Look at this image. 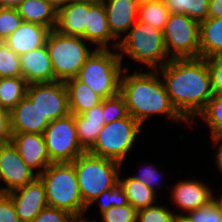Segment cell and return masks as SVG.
I'll return each instance as SVG.
<instances>
[{
  "instance_id": "1",
  "label": "cell",
  "mask_w": 222,
  "mask_h": 222,
  "mask_svg": "<svg viewBox=\"0 0 222 222\" xmlns=\"http://www.w3.org/2000/svg\"><path fill=\"white\" fill-rule=\"evenodd\" d=\"M157 71L175 109L188 123H194L214 95L207 60L170 59Z\"/></svg>"
},
{
  "instance_id": "2",
  "label": "cell",
  "mask_w": 222,
  "mask_h": 222,
  "mask_svg": "<svg viewBox=\"0 0 222 222\" xmlns=\"http://www.w3.org/2000/svg\"><path fill=\"white\" fill-rule=\"evenodd\" d=\"M124 67L120 80V94L124 97L128 114L141 125L153 115L165 114L173 122H188L178 113L166 92L157 70L133 72Z\"/></svg>"
},
{
  "instance_id": "3",
  "label": "cell",
  "mask_w": 222,
  "mask_h": 222,
  "mask_svg": "<svg viewBox=\"0 0 222 222\" xmlns=\"http://www.w3.org/2000/svg\"><path fill=\"white\" fill-rule=\"evenodd\" d=\"M38 177L44 184L48 206L65 210L74 217L87 211L72 162L51 163Z\"/></svg>"
},
{
  "instance_id": "4",
  "label": "cell",
  "mask_w": 222,
  "mask_h": 222,
  "mask_svg": "<svg viewBox=\"0 0 222 222\" xmlns=\"http://www.w3.org/2000/svg\"><path fill=\"white\" fill-rule=\"evenodd\" d=\"M117 50L121 51H118L121 62L127 54L134 61L153 70L163 67L170 60L165 49L163 31L138 20L120 39Z\"/></svg>"
},
{
  "instance_id": "5",
  "label": "cell",
  "mask_w": 222,
  "mask_h": 222,
  "mask_svg": "<svg viewBox=\"0 0 222 222\" xmlns=\"http://www.w3.org/2000/svg\"><path fill=\"white\" fill-rule=\"evenodd\" d=\"M83 203L88 207L100 193L119 182L122 164L84 152L73 162Z\"/></svg>"
},
{
  "instance_id": "6",
  "label": "cell",
  "mask_w": 222,
  "mask_h": 222,
  "mask_svg": "<svg viewBox=\"0 0 222 222\" xmlns=\"http://www.w3.org/2000/svg\"><path fill=\"white\" fill-rule=\"evenodd\" d=\"M111 50L95 48L77 76L103 99L120 93V80L124 70L119 54Z\"/></svg>"
},
{
  "instance_id": "7",
  "label": "cell",
  "mask_w": 222,
  "mask_h": 222,
  "mask_svg": "<svg viewBox=\"0 0 222 222\" xmlns=\"http://www.w3.org/2000/svg\"><path fill=\"white\" fill-rule=\"evenodd\" d=\"M80 36L65 35L51 30L46 47L54 70L55 81L66 82L78 76L81 67L94 50Z\"/></svg>"
},
{
  "instance_id": "8",
  "label": "cell",
  "mask_w": 222,
  "mask_h": 222,
  "mask_svg": "<svg viewBox=\"0 0 222 222\" xmlns=\"http://www.w3.org/2000/svg\"><path fill=\"white\" fill-rule=\"evenodd\" d=\"M141 128L142 125L131 115L114 120L102 127L94 145L87 152L123 165L125 157L134 147Z\"/></svg>"
},
{
  "instance_id": "9",
  "label": "cell",
  "mask_w": 222,
  "mask_h": 222,
  "mask_svg": "<svg viewBox=\"0 0 222 222\" xmlns=\"http://www.w3.org/2000/svg\"><path fill=\"white\" fill-rule=\"evenodd\" d=\"M163 39L169 59L199 57V22L185 14H170Z\"/></svg>"
},
{
  "instance_id": "10",
  "label": "cell",
  "mask_w": 222,
  "mask_h": 222,
  "mask_svg": "<svg viewBox=\"0 0 222 222\" xmlns=\"http://www.w3.org/2000/svg\"><path fill=\"white\" fill-rule=\"evenodd\" d=\"M43 137L52 163L73 162L86 152L77 137L74 114L51 121Z\"/></svg>"
},
{
  "instance_id": "11",
  "label": "cell",
  "mask_w": 222,
  "mask_h": 222,
  "mask_svg": "<svg viewBox=\"0 0 222 222\" xmlns=\"http://www.w3.org/2000/svg\"><path fill=\"white\" fill-rule=\"evenodd\" d=\"M26 96L50 123L70 114L68 91L65 82L29 84Z\"/></svg>"
},
{
  "instance_id": "12",
  "label": "cell",
  "mask_w": 222,
  "mask_h": 222,
  "mask_svg": "<svg viewBox=\"0 0 222 222\" xmlns=\"http://www.w3.org/2000/svg\"><path fill=\"white\" fill-rule=\"evenodd\" d=\"M29 168L11 142L0 144V193H8L32 182L38 175Z\"/></svg>"
},
{
  "instance_id": "13",
  "label": "cell",
  "mask_w": 222,
  "mask_h": 222,
  "mask_svg": "<svg viewBox=\"0 0 222 222\" xmlns=\"http://www.w3.org/2000/svg\"><path fill=\"white\" fill-rule=\"evenodd\" d=\"M14 202L20 222H31L47 204L45 187L37 176L32 182L7 193Z\"/></svg>"
},
{
  "instance_id": "14",
  "label": "cell",
  "mask_w": 222,
  "mask_h": 222,
  "mask_svg": "<svg viewBox=\"0 0 222 222\" xmlns=\"http://www.w3.org/2000/svg\"><path fill=\"white\" fill-rule=\"evenodd\" d=\"M207 183L198 180L178 181L171 188V200L181 210L178 216L208 205L215 199V194ZM183 211V212H182ZM183 213V214H182Z\"/></svg>"
},
{
  "instance_id": "15",
  "label": "cell",
  "mask_w": 222,
  "mask_h": 222,
  "mask_svg": "<svg viewBox=\"0 0 222 222\" xmlns=\"http://www.w3.org/2000/svg\"><path fill=\"white\" fill-rule=\"evenodd\" d=\"M10 142L19 152L25 164L41 174L52 162L47 153L43 134L13 133Z\"/></svg>"
},
{
  "instance_id": "16",
  "label": "cell",
  "mask_w": 222,
  "mask_h": 222,
  "mask_svg": "<svg viewBox=\"0 0 222 222\" xmlns=\"http://www.w3.org/2000/svg\"><path fill=\"white\" fill-rule=\"evenodd\" d=\"M19 57L22 77L29 84L55 81L54 70L46 45L22 54Z\"/></svg>"
},
{
  "instance_id": "17",
  "label": "cell",
  "mask_w": 222,
  "mask_h": 222,
  "mask_svg": "<svg viewBox=\"0 0 222 222\" xmlns=\"http://www.w3.org/2000/svg\"><path fill=\"white\" fill-rule=\"evenodd\" d=\"M48 125L49 122L27 96L10 111V128L12 134H43Z\"/></svg>"
},
{
  "instance_id": "18",
  "label": "cell",
  "mask_w": 222,
  "mask_h": 222,
  "mask_svg": "<svg viewBox=\"0 0 222 222\" xmlns=\"http://www.w3.org/2000/svg\"><path fill=\"white\" fill-rule=\"evenodd\" d=\"M85 41L97 46L96 49H113L118 48L119 41L112 36L104 4L90 3L88 12V26L85 28L84 34L81 36ZM114 43H111V41ZM112 45H111V44ZM110 44V45H109Z\"/></svg>"
},
{
  "instance_id": "19",
  "label": "cell",
  "mask_w": 222,
  "mask_h": 222,
  "mask_svg": "<svg viewBox=\"0 0 222 222\" xmlns=\"http://www.w3.org/2000/svg\"><path fill=\"white\" fill-rule=\"evenodd\" d=\"M104 7L112 36L120 41L137 21L139 5L135 0H106Z\"/></svg>"
},
{
  "instance_id": "20",
  "label": "cell",
  "mask_w": 222,
  "mask_h": 222,
  "mask_svg": "<svg viewBox=\"0 0 222 222\" xmlns=\"http://www.w3.org/2000/svg\"><path fill=\"white\" fill-rule=\"evenodd\" d=\"M90 3L71 0L57 9L55 30L65 35L82 36L88 26Z\"/></svg>"
},
{
  "instance_id": "21",
  "label": "cell",
  "mask_w": 222,
  "mask_h": 222,
  "mask_svg": "<svg viewBox=\"0 0 222 222\" xmlns=\"http://www.w3.org/2000/svg\"><path fill=\"white\" fill-rule=\"evenodd\" d=\"M51 30L45 26L24 22L3 42L17 55L46 45Z\"/></svg>"
},
{
  "instance_id": "22",
  "label": "cell",
  "mask_w": 222,
  "mask_h": 222,
  "mask_svg": "<svg viewBox=\"0 0 222 222\" xmlns=\"http://www.w3.org/2000/svg\"><path fill=\"white\" fill-rule=\"evenodd\" d=\"M77 137L81 147L87 152L97 139L105 125L103 118V101L80 115L74 114Z\"/></svg>"
},
{
  "instance_id": "23",
  "label": "cell",
  "mask_w": 222,
  "mask_h": 222,
  "mask_svg": "<svg viewBox=\"0 0 222 222\" xmlns=\"http://www.w3.org/2000/svg\"><path fill=\"white\" fill-rule=\"evenodd\" d=\"M222 56V17H208L199 23V57Z\"/></svg>"
},
{
  "instance_id": "24",
  "label": "cell",
  "mask_w": 222,
  "mask_h": 222,
  "mask_svg": "<svg viewBox=\"0 0 222 222\" xmlns=\"http://www.w3.org/2000/svg\"><path fill=\"white\" fill-rule=\"evenodd\" d=\"M24 22L45 26L54 30L57 23V8L47 0H22L16 7Z\"/></svg>"
},
{
  "instance_id": "25",
  "label": "cell",
  "mask_w": 222,
  "mask_h": 222,
  "mask_svg": "<svg viewBox=\"0 0 222 222\" xmlns=\"http://www.w3.org/2000/svg\"><path fill=\"white\" fill-rule=\"evenodd\" d=\"M65 84L68 91L70 114L80 115L103 101L102 97L77 77L67 80Z\"/></svg>"
},
{
  "instance_id": "26",
  "label": "cell",
  "mask_w": 222,
  "mask_h": 222,
  "mask_svg": "<svg viewBox=\"0 0 222 222\" xmlns=\"http://www.w3.org/2000/svg\"><path fill=\"white\" fill-rule=\"evenodd\" d=\"M119 182L123 187V191L127 196L128 203L134 207L137 211L146 207L155 205L156 193H154L149 187L142 182H139L133 177H127L121 179Z\"/></svg>"
},
{
  "instance_id": "27",
  "label": "cell",
  "mask_w": 222,
  "mask_h": 222,
  "mask_svg": "<svg viewBox=\"0 0 222 222\" xmlns=\"http://www.w3.org/2000/svg\"><path fill=\"white\" fill-rule=\"evenodd\" d=\"M29 83L23 77L0 78V105L11 111L27 93Z\"/></svg>"
},
{
  "instance_id": "28",
  "label": "cell",
  "mask_w": 222,
  "mask_h": 222,
  "mask_svg": "<svg viewBox=\"0 0 222 222\" xmlns=\"http://www.w3.org/2000/svg\"><path fill=\"white\" fill-rule=\"evenodd\" d=\"M164 3L170 13L185 14L199 23L208 18L209 0H164Z\"/></svg>"
},
{
  "instance_id": "29",
  "label": "cell",
  "mask_w": 222,
  "mask_h": 222,
  "mask_svg": "<svg viewBox=\"0 0 222 222\" xmlns=\"http://www.w3.org/2000/svg\"><path fill=\"white\" fill-rule=\"evenodd\" d=\"M170 14L164 1L145 3L138 7L137 20L163 31Z\"/></svg>"
},
{
  "instance_id": "30",
  "label": "cell",
  "mask_w": 222,
  "mask_h": 222,
  "mask_svg": "<svg viewBox=\"0 0 222 222\" xmlns=\"http://www.w3.org/2000/svg\"><path fill=\"white\" fill-rule=\"evenodd\" d=\"M198 116L208 124L212 138L222 137V93H214Z\"/></svg>"
},
{
  "instance_id": "31",
  "label": "cell",
  "mask_w": 222,
  "mask_h": 222,
  "mask_svg": "<svg viewBox=\"0 0 222 222\" xmlns=\"http://www.w3.org/2000/svg\"><path fill=\"white\" fill-rule=\"evenodd\" d=\"M22 77L20 57L0 41V78Z\"/></svg>"
},
{
  "instance_id": "32",
  "label": "cell",
  "mask_w": 222,
  "mask_h": 222,
  "mask_svg": "<svg viewBox=\"0 0 222 222\" xmlns=\"http://www.w3.org/2000/svg\"><path fill=\"white\" fill-rule=\"evenodd\" d=\"M95 203L99 204L100 213H103L110 207L124 206L128 204V200L121 183L118 182L111 189L100 193V195L91 202L87 209Z\"/></svg>"
},
{
  "instance_id": "33",
  "label": "cell",
  "mask_w": 222,
  "mask_h": 222,
  "mask_svg": "<svg viewBox=\"0 0 222 222\" xmlns=\"http://www.w3.org/2000/svg\"><path fill=\"white\" fill-rule=\"evenodd\" d=\"M128 115L125 99L120 93L114 97L103 99V118L105 124H109L114 120L124 119Z\"/></svg>"
},
{
  "instance_id": "34",
  "label": "cell",
  "mask_w": 222,
  "mask_h": 222,
  "mask_svg": "<svg viewBox=\"0 0 222 222\" xmlns=\"http://www.w3.org/2000/svg\"><path fill=\"white\" fill-rule=\"evenodd\" d=\"M177 213L163 205H153L138 210L137 222H176Z\"/></svg>"
},
{
  "instance_id": "35",
  "label": "cell",
  "mask_w": 222,
  "mask_h": 222,
  "mask_svg": "<svg viewBox=\"0 0 222 222\" xmlns=\"http://www.w3.org/2000/svg\"><path fill=\"white\" fill-rule=\"evenodd\" d=\"M190 222H219L222 218V208L216 199L208 205L183 215Z\"/></svg>"
},
{
  "instance_id": "36",
  "label": "cell",
  "mask_w": 222,
  "mask_h": 222,
  "mask_svg": "<svg viewBox=\"0 0 222 222\" xmlns=\"http://www.w3.org/2000/svg\"><path fill=\"white\" fill-rule=\"evenodd\" d=\"M22 23L16 8L0 7V41L7 39Z\"/></svg>"
},
{
  "instance_id": "37",
  "label": "cell",
  "mask_w": 222,
  "mask_h": 222,
  "mask_svg": "<svg viewBox=\"0 0 222 222\" xmlns=\"http://www.w3.org/2000/svg\"><path fill=\"white\" fill-rule=\"evenodd\" d=\"M137 210L129 203L113 206L101 213L102 222H137Z\"/></svg>"
},
{
  "instance_id": "38",
  "label": "cell",
  "mask_w": 222,
  "mask_h": 222,
  "mask_svg": "<svg viewBox=\"0 0 222 222\" xmlns=\"http://www.w3.org/2000/svg\"><path fill=\"white\" fill-rule=\"evenodd\" d=\"M73 218L74 216L65 210L46 206L31 222H70Z\"/></svg>"
},
{
  "instance_id": "39",
  "label": "cell",
  "mask_w": 222,
  "mask_h": 222,
  "mask_svg": "<svg viewBox=\"0 0 222 222\" xmlns=\"http://www.w3.org/2000/svg\"><path fill=\"white\" fill-rule=\"evenodd\" d=\"M145 168V167H144ZM159 170L155 166L148 165L145 169H142L139 173V175L131 176L138 180L139 182H142L147 187H149L154 193H157L156 190H161V181H159L162 176L158 173ZM163 180V179H162ZM157 189H156V188ZM156 189V190H155Z\"/></svg>"
},
{
  "instance_id": "40",
  "label": "cell",
  "mask_w": 222,
  "mask_h": 222,
  "mask_svg": "<svg viewBox=\"0 0 222 222\" xmlns=\"http://www.w3.org/2000/svg\"><path fill=\"white\" fill-rule=\"evenodd\" d=\"M214 93H222V56L207 58Z\"/></svg>"
},
{
  "instance_id": "41",
  "label": "cell",
  "mask_w": 222,
  "mask_h": 222,
  "mask_svg": "<svg viewBox=\"0 0 222 222\" xmlns=\"http://www.w3.org/2000/svg\"><path fill=\"white\" fill-rule=\"evenodd\" d=\"M0 222H20L14 202L7 193H0Z\"/></svg>"
},
{
  "instance_id": "42",
  "label": "cell",
  "mask_w": 222,
  "mask_h": 222,
  "mask_svg": "<svg viewBox=\"0 0 222 222\" xmlns=\"http://www.w3.org/2000/svg\"><path fill=\"white\" fill-rule=\"evenodd\" d=\"M11 136L10 112L0 111V144L9 143Z\"/></svg>"
},
{
  "instance_id": "43",
  "label": "cell",
  "mask_w": 222,
  "mask_h": 222,
  "mask_svg": "<svg viewBox=\"0 0 222 222\" xmlns=\"http://www.w3.org/2000/svg\"><path fill=\"white\" fill-rule=\"evenodd\" d=\"M208 17H222V0H209Z\"/></svg>"
},
{
  "instance_id": "44",
  "label": "cell",
  "mask_w": 222,
  "mask_h": 222,
  "mask_svg": "<svg viewBox=\"0 0 222 222\" xmlns=\"http://www.w3.org/2000/svg\"><path fill=\"white\" fill-rule=\"evenodd\" d=\"M214 145H218V149L216 151L215 157H216V165L218 171L222 174V137L212 138Z\"/></svg>"
},
{
  "instance_id": "45",
  "label": "cell",
  "mask_w": 222,
  "mask_h": 222,
  "mask_svg": "<svg viewBox=\"0 0 222 222\" xmlns=\"http://www.w3.org/2000/svg\"><path fill=\"white\" fill-rule=\"evenodd\" d=\"M22 0H0V7L16 8Z\"/></svg>"
},
{
  "instance_id": "46",
  "label": "cell",
  "mask_w": 222,
  "mask_h": 222,
  "mask_svg": "<svg viewBox=\"0 0 222 222\" xmlns=\"http://www.w3.org/2000/svg\"><path fill=\"white\" fill-rule=\"evenodd\" d=\"M57 9L68 4L71 0H47Z\"/></svg>"
},
{
  "instance_id": "47",
  "label": "cell",
  "mask_w": 222,
  "mask_h": 222,
  "mask_svg": "<svg viewBox=\"0 0 222 222\" xmlns=\"http://www.w3.org/2000/svg\"><path fill=\"white\" fill-rule=\"evenodd\" d=\"M87 3H92V4H104L106 0H79Z\"/></svg>"
},
{
  "instance_id": "48",
  "label": "cell",
  "mask_w": 222,
  "mask_h": 222,
  "mask_svg": "<svg viewBox=\"0 0 222 222\" xmlns=\"http://www.w3.org/2000/svg\"><path fill=\"white\" fill-rule=\"evenodd\" d=\"M138 5H142L145 3H151V2H158V1H164V0H135Z\"/></svg>"
},
{
  "instance_id": "49",
  "label": "cell",
  "mask_w": 222,
  "mask_h": 222,
  "mask_svg": "<svg viewBox=\"0 0 222 222\" xmlns=\"http://www.w3.org/2000/svg\"><path fill=\"white\" fill-rule=\"evenodd\" d=\"M176 222H190V221H188V220L182 215V216H178V217H177Z\"/></svg>"
},
{
  "instance_id": "50",
  "label": "cell",
  "mask_w": 222,
  "mask_h": 222,
  "mask_svg": "<svg viewBox=\"0 0 222 222\" xmlns=\"http://www.w3.org/2000/svg\"><path fill=\"white\" fill-rule=\"evenodd\" d=\"M70 222H82V215L80 217H74Z\"/></svg>"
},
{
  "instance_id": "51",
  "label": "cell",
  "mask_w": 222,
  "mask_h": 222,
  "mask_svg": "<svg viewBox=\"0 0 222 222\" xmlns=\"http://www.w3.org/2000/svg\"><path fill=\"white\" fill-rule=\"evenodd\" d=\"M215 199L220 204V206L222 208V194H221V196H218V198L215 197Z\"/></svg>"
},
{
  "instance_id": "52",
  "label": "cell",
  "mask_w": 222,
  "mask_h": 222,
  "mask_svg": "<svg viewBox=\"0 0 222 222\" xmlns=\"http://www.w3.org/2000/svg\"><path fill=\"white\" fill-rule=\"evenodd\" d=\"M83 217H82V222H89L90 220L89 219H86L85 217H84V215H82ZM90 222H99V221H96V220H93V221H90Z\"/></svg>"
},
{
  "instance_id": "53",
  "label": "cell",
  "mask_w": 222,
  "mask_h": 222,
  "mask_svg": "<svg viewBox=\"0 0 222 222\" xmlns=\"http://www.w3.org/2000/svg\"><path fill=\"white\" fill-rule=\"evenodd\" d=\"M0 111H7V110H4V109L1 107V105H0Z\"/></svg>"
}]
</instances>
